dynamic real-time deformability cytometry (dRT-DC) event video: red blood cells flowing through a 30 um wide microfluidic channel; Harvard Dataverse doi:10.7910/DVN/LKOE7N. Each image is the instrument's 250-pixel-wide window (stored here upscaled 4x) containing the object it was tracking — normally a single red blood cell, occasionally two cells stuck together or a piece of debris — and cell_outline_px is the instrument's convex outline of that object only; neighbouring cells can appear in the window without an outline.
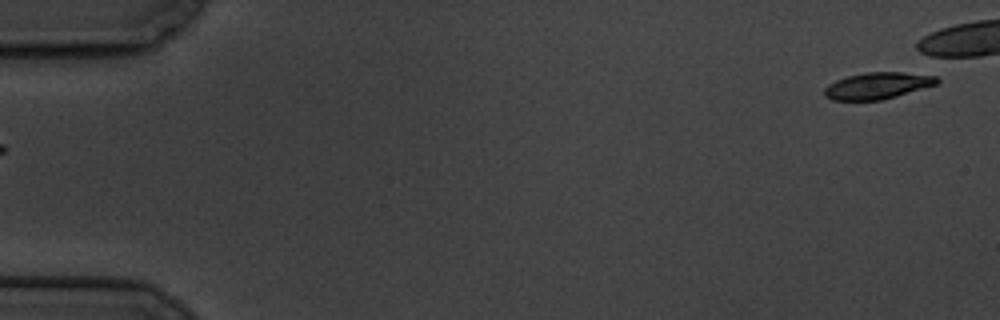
{"species": "common noctule bat (a hibernating species)", "species_latin": "Nyctalus noctula", "temperature_condition": "cold", "stored_images_in_passage": 5, "segment_of_instrument_passage": [2, 2], "camera_frame_rate_fps": 3000, "um_per_image_px": 0.085, "animal": {"sex": "male", "body_mass_g": 19.5, "forearm_length_mm": 54.6}, "frame": {"image": 1, "passage_image": 5, "time_ms": 4.667, "image_size_px": [1000, 320], "cell_outline_px": [[940, 80], [936, 84], [896, 96], [880, 100], [832, 100], [824, 96], [824, 88], [828, 84], [836, 80], [848, 76], [868, 72], [900, 72], [936, 76]], "centroid_in_image_um": [74.55, 7.28], "position_along_channel_um": 10.5, "area_um2": 17.22}}